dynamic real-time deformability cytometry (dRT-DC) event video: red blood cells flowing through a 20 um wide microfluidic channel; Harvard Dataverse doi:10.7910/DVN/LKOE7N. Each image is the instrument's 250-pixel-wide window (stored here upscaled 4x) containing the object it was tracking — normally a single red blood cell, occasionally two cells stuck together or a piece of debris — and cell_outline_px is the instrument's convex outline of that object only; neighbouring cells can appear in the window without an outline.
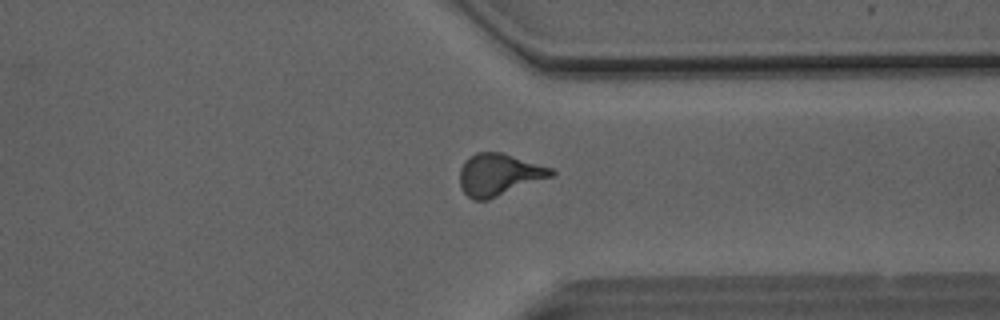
{"species": "Egyptian fruit bat (a non-hibernating species)", "species_latin": "Rousettus aegyptiacus", "temperature_condition": "room temperature", "stored_images_in_passage": 51, "camera_frame_rate_fps": 3000, "um_per_image_px": 0.085, "animal": {"sex": "male"}, "frame": {"image": 1, "passage_image": 39, "time_ms": 12.667, "image_size_px": [1000, 320], "cell_outline_px": [[556, 176], [488, 200], [472, 200], [460, 188], [460, 168], [464, 160], [468, 156], [476, 152], [500, 152], [552, 168], [556, 172]], "centroid_in_image_um": [42.42, 14.85], "position_along_channel_um": 369.0, "area_um2": 22.72}}
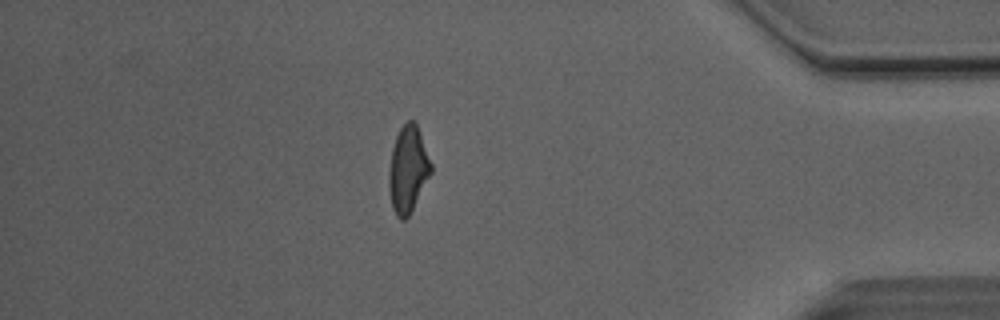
{"frame": {"image": 2, "passage_image": 44, "time_ms": 14.333, "image_size_px": [1000, 320], "cell_outline_px": [[432, 172], [408, 216], [404, 220], [400, 220], [396, 216], [392, 208], [388, 188], [388, 172], [392, 148], [396, 136], [400, 128], [408, 120], [412, 120], [416, 124], [420, 132], [432, 164]], "centroid_in_image_um": [34.66, 14.4], "position_along_channel_um": 400.5, "area_um2": 21.21}}
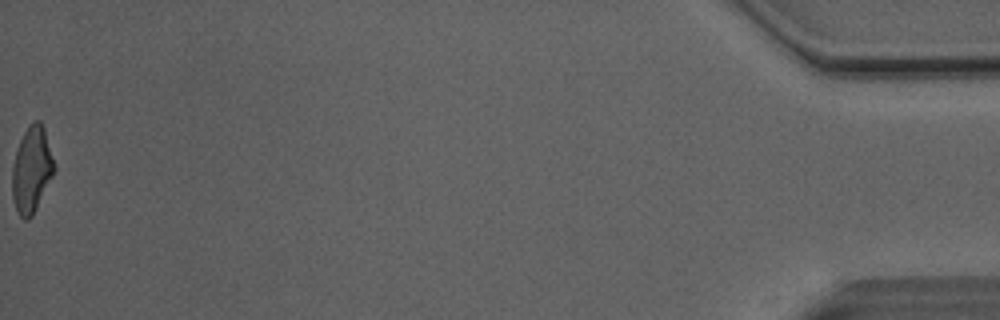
{"frame": {"image": 3, "passage_image": 51, "time_ms": 16.667, "image_size_px": [1000, 320], "cell_outline_px": [[56, 168], [32, 216], [28, 220], [24, 220], [20, 216], [16, 208], [12, 196], [12, 168], [16, 152], [20, 140], [28, 124], [32, 120], [40, 120], [44, 128]], "centroid_in_image_um": [2.69, 14.39], "position_along_channel_um": 432.5, "area_um2": 20.87}, "authors_computed_cell_mechanics": {"area_um2": 21.7328, "velocity_mm_per_s": 4.122, "shape_relaxation_time_tau1_ms": 10.5979, "shape_relaxation_time_tau2_ms": 1.6577, "deformation_change_tau1": 0.2566, "deformation_change_tau2": 0.0949}}